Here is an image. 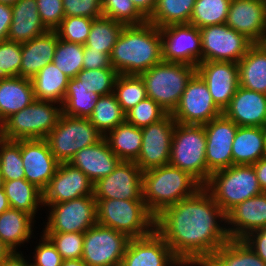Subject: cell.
I'll return each instance as SVG.
<instances>
[{
    "label": "cell",
    "mask_w": 266,
    "mask_h": 266,
    "mask_svg": "<svg viewBox=\"0 0 266 266\" xmlns=\"http://www.w3.org/2000/svg\"><path fill=\"white\" fill-rule=\"evenodd\" d=\"M202 187L193 176L169 164L147 170L142 175V197L154 217Z\"/></svg>",
    "instance_id": "3957f363"
},
{
    "label": "cell",
    "mask_w": 266,
    "mask_h": 266,
    "mask_svg": "<svg viewBox=\"0 0 266 266\" xmlns=\"http://www.w3.org/2000/svg\"><path fill=\"white\" fill-rule=\"evenodd\" d=\"M25 179L42 191L55 175L59 162L45 139L20 140Z\"/></svg>",
    "instance_id": "44dd1931"
},
{
    "label": "cell",
    "mask_w": 266,
    "mask_h": 266,
    "mask_svg": "<svg viewBox=\"0 0 266 266\" xmlns=\"http://www.w3.org/2000/svg\"><path fill=\"white\" fill-rule=\"evenodd\" d=\"M99 98L100 95L88 92L80 86L77 77L70 78L62 103L63 114L89 118Z\"/></svg>",
    "instance_id": "8d00e7d4"
},
{
    "label": "cell",
    "mask_w": 266,
    "mask_h": 266,
    "mask_svg": "<svg viewBox=\"0 0 266 266\" xmlns=\"http://www.w3.org/2000/svg\"><path fill=\"white\" fill-rule=\"evenodd\" d=\"M231 0H196L189 23L199 29L226 22Z\"/></svg>",
    "instance_id": "ab89813d"
},
{
    "label": "cell",
    "mask_w": 266,
    "mask_h": 266,
    "mask_svg": "<svg viewBox=\"0 0 266 266\" xmlns=\"http://www.w3.org/2000/svg\"><path fill=\"white\" fill-rule=\"evenodd\" d=\"M227 214L238 204L262 193L253 165H232L211 174L204 186Z\"/></svg>",
    "instance_id": "8992f818"
},
{
    "label": "cell",
    "mask_w": 266,
    "mask_h": 266,
    "mask_svg": "<svg viewBox=\"0 0 266 266\" xmlns=\"http://www.w3.org/2000/svg\"><path fill=\"white\" fill-rule=\"evenodd\" d=\"M6 141L4 133V122L0 119V146Z\"/></svg>",
    "instance_id": "e7e4bbea"
},
{
    "label": "cell",
    "mask_w": 266,
    "mask_h": 266,
    "mask_svg": "<svg viewBox=\"0 0 266 266\" xmlns=\"http://www.w3.org/2000/svg\"><path fill=\"white\" fill-rule=\"evenodd\" d=\"M92 20L81 16H65L55 31L59 39L85 45L90 33Z\"/></svg>",
    "instance_id": "bcb514c9"
},
{
    "label": "cell",
    "mask_w": 266,
    "mask_h": 266,
    "mask_svg": "<svg viewBox=\"0 0 266 266\" xmlns=\"http://www.w3.org/2000/svg\"><path fill=\"white\" fill-rule=\"evenodd\" d=\"M69 79L53 62L48 63L31 79L35 99L62 105Z\"/></svg>",
    "instance_id": "1f68e13d"
},
{
    "label": "cell",
    "mask_w": 266,
    "mask_h": 266,
    "mask_svg": "<svg viewBox=\"0 0 266 266\" xmlns=\"http://www.w3.org/2000/svg\"><path fill=\"white\" fill-rule=\"evenodd\" d=\"M12 253L11 249L0 238V264Z\"/></svg>",
    "instance_id": "94428289"
},
{
    "label": "cell",
    "mask_w": 266,
    "mask_h": 266,
    "mask_svg": "<svg viewBox=\"0 0 266 266\" xmlns=\"http://www.w3.org/2000/svg\"><path fill=\"white\" fill-rule=\"evenodd\" d=\"M3 184H4V181H3L2 175L0 173V189H3Z\"/></svg>",
    "instance_id": "a7ac6f4b"
},
{
    "label": "cell",
    "mask_w": 266,
    "mask_h": 266,
    "mask_svg": "<svg viewBox=\"0 0 266 266\" xmlns=\"http://www.w3.org/2000/svg\"><path fill=\"white\" fill-rule=\"evenodd\" d=\"M122 266H184L154 229L149 235L130 239Z\"/></svg>",
    "instance_id": "ac0fdd59"
},
{
    "label": "cell",
    "mask_w": 266,
    "mask_h": 266,
    "mask_svg": "<svg viewBox=\"0 0 266 266\" xmlns=\"http://www.w3.org/2000/svg\"><path fill=\"white\" fill-rule=\"evenodd\" d=\"M162 38V60L185 63L197 67L202 62V44L199 28L173 24L159 28Z\"/></svg>",
    "instance_id": "5bb4252c"
},
{
    "label": "cell",
    "mask_w": 266,
    "mask_h": 266,
    "mask_svg": "<svg viewBox=\"0 0 266 266\" xmlns=\"http://www.w3.org/2000/svg\"><path fill=\"white\" fill-rule=\"evenodd\" d=\"M0 173L3 181L25 179L20 140H6L0 146Z\"/></svg>",
    "instance_id": "ee69618b"
},
{
    "label": "cell",
    "mask_w": 266,
    "mask_h": 266,
    "mask_svg": "<svg viewBox=\"0 0 266 266\" xmlns=\"http://www.w3.org/2000/svg\"><path fill=\"white\" fill-rule=\"evenodd\" d=\"M58 34L48 30L21 44L20 77L32 79L44 66L53 61Z\"/></svg>",
    "instance_id": "484cf974"
},
{
    "label": "cell",
    "mask_w": 266,
    "mask_h": 266,
    "mask_svg": "<svg viewBox=\"0 0 266 266\" xmlns=\"http://www.w3.org/2000/svg\"><path fill=\"white\" fill-rule=\"evenodd\" d=\"M238 127L224 114L204 125L208 180L212 173L233 165L232 145Z\"/></svg>",
    "instance_id": "e0dca14e"
},
{
    "label": "cell",
    "mask_w": 266,
    "mask_h": 266,
    "mask_svg": "<svg viewBox=\"0 0 266 266\" xmlns=\"http://www.w3.org/2000/svg\"><path fill=\"white\" fill-rule=\"evenodd\" d=\"M223 114L237 126L262 127L266 123V94L239 86Z\"/></svg>",
    "instance_id": "cb8c5ba5"
},
{
    "label": "cell",
    "mask_w": 266,
    "mask_h": 266,
    "mask_svg": "<svg viewBox=\"0 0 266 266\" xmlns=\"http://www.w3.org/2000/svg\"><path fill=\"white\" fill-rule=\"evenodd\" d=\"M17 1H18V0H0V3L12 6V5L15 4Z\"/></svg>",
    "instance_id": "03108f58"
},
{
    "label": "cell",
    "mask_w": 266,
    "mask_h": 266,
    "mask_svg": "<svg viewBox=\"0 0 266 266\" xmlns=\"http://www.w3.org/2000/svg\"><path fill=\"white\" fill-rule=\"evenodd\" d=\"M219 219L226 223V214L203 186L157 215L155 230L184 266H201L230 239Z\"/></svg>",
    "instance_id": "6da1fadb"
},
{
    "label": "cell",
    "mask_w": 266,
    "mask_h": 266,
    "mask_svg": "<svg viewBox=\"0 0 266 266\" xmlns=\"http://www.w3.org/2000/svg\"><path fill=\"white\" fill-rule=\"evenodd\" d=\"M119 73L114 68L82 69L78 74L79 85L88 92L100 96L114 92L115 81Z\"/></svg>",
    "instance_id": "7bdbcfd3"
},
{
    "label": "cell",
    "mask_w": 266,
    "mask_h": 266,
    "mask_svg": "<svg viewBox=\"0 0 266 266\" xmlns=\"http://www.w3.org/2000/svg\"><path fill=\"white\" fill-rule=\"evenodd\" d=\"M175 125L172 114H167L160 121L142 128V147L134 161L142 172L169 164Z\"/></svg>",
    "instance_id": "9a60e30c"
},
{
    "label": "cell",
    "mask_w": 266,
    "mask_h": 266,
    "mask_svg": "<svg viewBox=\"0 0 266 266\" xmlns=\"http://www.w3.org/2000/svg\"><path fill=\"white\" fill-rule=\"evenodd\" d=\"M102 15L124 25H139L147 21L132 0H102Z\"/></svg>",
    "instance_id": "f6af8a7d"
},
{
    "label": "cell",
    "mask_w": 266,
    "mask_h": 266,
    "mask_svg": "<svg viewBox=\"0 0 266 266\" xmlns=\"http://www.w3.org/2000/svg\"><path fill=\"white\" fill-rule=\"evenodd\" d=\"M168 113L151 98H145L126 113V121L138 128L163 119Z\"/></svg>",
    "instance_id": "7dc6e473"
},
{
    "label": "cell",
    "mask_w": 266,
    "mask_h": 266,
    "mask_svg": "<svg viewBox=\"0 0 266 266\" xmlns=\"http://www.w3.org/2000/svg\"><path fill=\"white\" fill-rule=\"evenodd\" d=\"M201 266H266L243 239H229Z\"/></svg>",
    "instance_id": "4dcf8cb0"
},
{
    "label": "cell",
    "mask_w": 266,
    "mask_h": 266,
    "mask_svg": "<svg viewBox=\"0 0 266 266\" xmlns=\"http://www.w3.org/2000/svg\"><path fill=\"white\" fill-rule=\"evenodd\" d=\"M253 167L261 190L266 192V156L262 157L259 161L253 164Z\"/></svg>",
    "instance_id": "6f0895ef"
},
{
    "label": "cell",
    "mask_w": 266,
    "mask_h": 266,
    "mask_svg": "<svg viewBox=\"0 0 266 266\" xmlns=\"http://www.w3.org/2000/svg\"><path fill=\"white\" fill-rule=\"evenodd\" d=\"M84 45L58 38L53 63L69 78H75L83 69Z\"/></svg>",
    "instance_id": "b9f144b4"
},
{
    "label": "cell",
    "mask_w": 266,
    "mask_h": 266,
    "mask_svg": "<svg viewBox=\"0 0 266 266\" xmlns=\"http://www.w3.org/2000/svg\"><path fill=\"white\" fill-rule=\"evenodd\" d=\"M38 13L44 26L48 30H55L64 19L62 0H36Z\"/></svg>",
    "instance_id": "f907efd6"
},
{
    "label": "cell",
    "mask_w": 266,
    "mask_h": 266,
    "mask_svg": "<svg viewBox=\"0 0 266 266\" xmlns=\"http://www.w3.org/2000/svg\"><path fill=\"white\" fill-rule=\"evenodd\" d=\"M33 220L30 214L13 208L0 214V238L12 252L31 238Z\"/></svg>",
    "instance_id": "836d02e7"
},
{
    "label": "cell",
    "mask_w": 266,
    "mask_h": 266,
    "mask_svg": "<svg viewBox=\"0 0 266 266\" xmlns=\"http://www.w3.org/2000/svg\"><path fill=\"white\" fill-rule=\"evenodd\" d=\"M142 136V128L124 121L109 131L104 138L120 160L135 161L141 151Z\"/></svg>",
    "instance_id": "d6a6232c"
},
{
    "label": "cell",
    "mask_w": 266,
    "mask_h": 266,
    "mask_svg": "<svg viewBox=\"0 0 266 266\" xmlns=\"http://www.w3.org/2000/svg\"><path fill=\"white\" fill-rule=\"evenodd\" d=\"M88 119L105 136L126 121V113L118 103L115 94L111 93L100 96Z\"/></svg>",
    "instance_id": "74e56055"
},
{
    "label": "cell",
    "mask_w": 266,
    "mask_h": 266,
    "mask_svg": "<svg viewBox=\"0 0 266 266\" xmlns=\"http://www.w3.org/2000/svg\"><path fill=\"white\" fill-rule=\"evenodd\" d=\"M157 0H132L135 7L148 19L154 12Z\"/></svg>",
    "instance_id": "680465c9"
},
{
    "label": "cell",
    "mask_w": 266,
    "mask_h": 266,
    "mask_svg": "<svg viewBox=\"0 0 266 266\" xmlns=\"http://www.w3.org/2000/svg\"><path fill=\"white\" fill-rule=\"evenodd\" d=\"M265 156L262 127L239 126L232 145L233 165H253Z\"/></svg>",
    "instance_id": "f1b7e54d"
},
{
    "label": "cell",
    "mask_w": 266,
    "mask_h": 266,
    "mask_svg": "<svg viewBox=\"0 0 266 266\" xmlns=\"http://www.w3.org/2000/svg\"><path fill=\"white\" fill-rule=\"evenodd\" d=\"M221 114L223 111L213 101L207 84L196 72L187 83L172 116L180 124L205 125Z\"/></svg>",
    "instance_id": "4fadbf2b"
},
{
    "label": "cell",
    "mask_w": 266,
    "mask_h": 266,
    "mask_svg": "<svg viewBox=\"0 0 266 266\" xmlns=\"http://www.w3.org/2000/svg\"><path fill=\"white\" fill-rule=\"evenodd\" d=\"M63 260L82 259L84 233H44Z\"/></svg>",
    "instance_id": "c3c4849f"
},
{
    "label": "cell",
    "mask_w": 266,
    "mask_h": 266,
    "mask_svg": "<svg viewBox=\"0 0 266 266\" xmlns=\"http://www.w3.org/2000/svg\"><path fill=\"white\" fill-rule=\"evenodd\" d=\"M142 170L134 161L121 160L115 170L94 183L95 199L143 200Z\"/></svg>",
    "instance_id": "2e32d148"
},
{
    "label": "cell",
    "mask_w": 266,
    "mask_h": 266,
    "mask_svg": "<svg viewBox=\"0 0 266 266\" xmlns=\"http://www.w3.org/2000/svg\"><path fill=\"white\" fill-rule=\"evenodd\" d=\"M162 61L160 30L150 22L124 25L110 55L111 66L122 75L139 76Z\"/></svg>",
    "instance_id": "7a4b0ae2"
},
{
    "label": "cell",
    "mask_w": 266,
    "mask_h": 266,
    "mask_svg": "<svg viewBox=\"0 0 266 266\" xmlns=\"http://www.w3.org/2000/svg\"><path fill=\"white\" fill-rule=\"evenodd\" d=\"M230 239H243L250 232L266 226V192L238 204L226 214Z\"/></svg>",
    "instance_id": "603a6c76"
},
{
    "label": "cell",
    "mask_w": 266,
    "mask_h": 266,
    "mask_svg": "<svg viewBox=\"0 0 266 266\" xmlns=\"http://www.w3.org/2000/svg\"><path fill=\"white\" fill-rule=\"evenodd\" d=\"M225 24L253 43H261L266 31V2L231 0Z\"/></svg>",
    "instance_id": "7402d4cb"
},
{
    "label": "cell",
    "mask_w": 266,
    "mask_h": 266,
    "mask_svg": "<svg viewBox=\"0 0 266 266\" xmlns=\"http://www.w3.org/2000/svg\"><path fill=\"white\" fill-rule=\"evenodd\" d=\"M10 208L4 189H0V214Z\"/></svg>",
    "instance_id": "6125c7cd"
},
{
    "label": "cell",
    "mask_w": 266,
    "mask_h": 266,
    "mask_svg": "<svg viewBox=\"0 0 266 266\" xmlns=\"http://www.w3.org/2000/svg\"><path fill=\"white\" fill-rule=\"evenodd\" d=\"M113 68L110 55L84 46L83 69Z\"/></svg>",
    "instance_id": "db71d44e"
},
{
    "label": "cell",
    "mask_w": 266,
    "mask_h": 266,
    "mask_svg": "<svg viewBox=\"0 0 266 266\" xmlns=\"http://www.w3.org/2000/svg\"><path fill=\"white\" fill-rule=\"evenodd\" d=\"M206 146L204 125H186L176 122L169 165L187 172L205 186L208 182Z\"/></svg>",
    "instance_id": "52a82bcc"
},
{
    "label": "cell",
    "mask_w": 266,
    "mask_h": 266,
    "mask_svg": "<svg viewBox=\"0 0 266 266\" xmlns=\"http://www.w3.org/2000/svg\"><path fill=\"white\" fill-rule=\"evenodd\" d=\"M262 129L264 131V136H265V146H266V123L262 126Z\"/></svg>",
    "instance_id": "003e7915"
},
{
    "label": "cell",
    "mask_w": 266,
    "mask_h": 266,
    "mask_svg": "<svg viewBox=\"0 0 266 266\" xmlns=\"http://www.w3.org/2000/svg\"><path fill=\"white\" fill-rule=\"evenodd\" d=\"M196 72L207 84L215 104L223 111L239 87L238 64L225 61L200 62Z\"/></svg>",
    "instance_id": "ffe728a7"
},
{
    "label": "cell",
    "mask_w": 266,
    "mask_h": 266,
    "mask_svg": "<svg viewBox=\"0 0 266 266\" xmlns=\"http://www.w3.org/2000/svg\"><path fill=\"white\" fill-rule=\"evenodd\" d=\"M61 266H88L82 259L63 260Z\"/></svg>",
    "instance_id": "be15d7a7"
},
{
    "label": "cell",
    "mask_w": 266,
    "mask_h": 266,
    "mask_svg": "<svg viewBox=\"0 0 266 266\" xmlns=\"http://www.w3.org/2000/svg\"><path fill=\"white\" fill-rule=\"evenodd\" d=\"M123 27L124 24L104 16L93 19L84 46L111 55Z\"/></svg>",
    "instance_id": "f35d334b"
},
{
    "label": "cell",
    "mask_w": 266,
    "mask_h": 266,
    "mask_svg": "<svg viewBox=\"0 0 266 266\" xmlns=\"http://www.w3.org/2000/svg\"><path fill=\"white\" fill-rule=\"evenodd\" d=\"M196 0H157L154 12L147 19L158 28L189 23Z\"/></svg>",
    "instance_id": "d590c367"
},
{
    "label": "cell",
    "mask_w": 266,
    "mask_h": 266,
    "mask_svg": "<svg viewBox=\"0 0 266 266\" xmlns=\"http://www.w3.org/2000/svg\"><path fill=\"white\" fill-rule=\"evenodd\" d=\"M200 30L202 62L225 61L238 63L254 44L245 35L227 24L210 25Z\"/></svg>",
    "instance_id": "7c38bea8"
},
{
    "label": "cell",
    "mask_w": 266,
    "mask_h": 266,
    "mask_svg": "<svg viewBox=\"0 0 266 266\" xmlns=\"http://www.w3.org/2000/svg\"><path fill=\"white\" fill-rule=\"evenodd\" d=\"M120 161L103 138L100 142L79 150L69 163L80 169L94 184L112 173Z\"/></svg>",
    "instance_id": "d4e9b609"
},
{
    "label": "cell",
    "mask_w": 266,
    "mask_h": 266,
    "mask_svg": "<svg viewBox=\"0 0 266 266\" xmlns=\"http://www.w3.org/2000/svg\"><path fill=\"white\" fill-rule=\"evenodd\" d=\"M51 211L43 233H85L97 224V202L93 195L48 205Z\"/></svg>",
    "instance_id": "30bf717a"
},
{
    "label": "cell",
    "mask_w": 266,
    "mask_h": 266,
    "mask_svg": "<svg viewBox=\"0 0 266 266\" xmlns=\"http://www.w3.org/2000/svg\"><path fill=\"white\" fill-rule=\"evenodd\" d=\"M12 17V7L0 3V42L8 38Z\"/></svg>",
    "instance_id": "9f6ffc18"
},
{
    "label": "cell",
    "mask_w": 266,
    "mask_h": 266,
    "mask_svg": "<svg viewBox=\"0 0 266 266\" xmlns=\"http://www.w3.org/2000/svg\"><path fill=\"white\" fill-rule=\"evenodd\" d=\"M261 44L264 46V48L266 49V36H264Z\"/></svg>",
    "instance_id": "89a4df30"
},
{
    "label": "cell",
    "mask_w": 266,
    "mask_h": 266,
    "mask_svg": "<svg viewBox=\"0 0 266 266\" xmlns=\"http://www.w3.org/2000/svg\"><path fill=\"white\" fill-rule=\"evenodd\" d=\"M243 240L266 262V226L250 232Z\"/></svg>",
    "instance_id": "11a10c76"
},
{
    "label": "cell",
    "mask_w": 266,
    "mask_h": 266,
    "mask_svg": "<svg viewBox=\"0 0 266 266\" xmlns=\"http://www.w3.org/2000/svg\"><path fill=\"white\" fill-rule=\"evenodd\" d=\"M4 192L10 208L24 211L33 218L39 205H43V191L26 179L4 181Z\"/></svg>",
    "instance_id": "e575fe53"
},
{
    "label": "cell",
    "mask_w": 266,
    "mask_h": 266,
    "mask_svg": "<svg viewBox=\"0 0 266 266\" xmlns=\"http://www.w3.org/2000/svg\"><path fill=\"white\" fill-rule=\"evenodd\" d=\"M11 7L13 17L7 40L22 44L48 31L40 19L36 0H18Z\"/></svg>",
    "instance_id": "4316f807"
},
{
    "label": "cell",
    "mask_w": 266,
    "mask_h": 266,
    "mask_svg": "<svg viewBox=\"0 0 266 266\" xmlns=\"http://www.w3.org/2000/svg\"><path fill=\"white\" fill-rule=\"evenodd\" d=\"M19 252H12L5 260L0 264V266H32L27 262Z\"/></svg>",
    "instance_id": "91938a15"
},
{
    "label": "cell",
    "mask_w": 266,
    "mask_h": 266,
    "mask_svg": "<svg viewBox=\"0 0 266 266\" xmlns=\"http://www.w3.org/2000/svg\"><path fill=\"white\" fill-rule=\"evenodd\" d=\"M113 93L125 113L148 97L145 84L137 75L119 74L115 81Z\"/></svg>",
    "instance_id": "60d3db41"
},
{
    "label": "cell",
    "mask_w": 266,
    "mask_h": 266,
    "mask_svg": "<svg viewBox=\"0 0 266 266\" xmlns=\"http://www.w3.org/2000/svg\"><path fill=\"white\" fill-rule=\"evenodd\" d=\"M103 138L88 118L62 114L45 140L59 163H69L79 150L92 146Z\"/></svg>",
    "instance_id": "9c48e42d"
},
{
    "label": "cell",
    "mask_w": 266,
    "mask_h": 266,
    "mask_svg": "<svg viewBox=\"0 0 266 266\" xmlns=\"http://www.w3.org/2000/svg\"><path fill=\"white\" fill-rule=\"evenodd\" d=\"M56 103L35 99L27 107L8 117L4 121L6 140L45 139L63 114L62 105L56 107Z\"/></svg>",
    "instance_id": "ba28073f"
},
{
    "label": "cell",
    "mask_w": 266,
    "mask_h": 266,
    "mask_svg": "<svg viewBox=\"0 0 266 266\" xmlns=\"http://www.w3.org/2000/svg\"><path fill=\"white\" fill-rule=\"evenodd\" d=\"M129 241L127 235L97 223L84 233L82 260L88 266L120 265Z\"/></svg>",
    "instance_id": "8fae6325"
},
{
    "label": "cell",
    "mask_w": 266,
    "mask_h": 266,
    "mask_svg": "<svg viewBox=\"0 0 266 266\" xmlns=\"http://www.w3.org/2000/svg\"><path fill=\"white\" fill-rule=\"evenodd\" d=\"M97 223L127 235L130 239L149 235L155 217L144 200L96 199Z\"/></svg>",
    "instance_id": "5b68a950"
},
{
    "label": "cell",
    "mask_w": 266,
    "mask_h": 266,
    "mask_svg": "<svg viewBox=\"0 0 266 266\" xmlns=\"http://www.w3.org/2000/svg\"><path fill=\"white\" fill-rule=\"evenodd\" d=\"M41 242L35 248L32 266H61L63 258L52 242L43 234Z\"/></svg>",
    "instance_id": "f5cc1de1"
},
{
    "label": "cell",
    "mask_w": 266,
    "mask_h": 266,
    "mask_svg": "<svg viewBox=\"0 0 266 266\" xmlns=\"http://www.w3.org/2000/svg\"><path fill=\"white\" fill-rule=\"evenodd\" d=\"M21 43L0 42V78L20 76Z\"/></svg>",
    "instance_id": "681fc988"
},
{
    "label": "cell",
    "mask_w": 266,
    "mask_h": 266,
    "mask_svg": "<svg viewBox=\"0 0 266 266\" xmlns=\"http://www.w3.org/2000/svg\"><path fill=\"white\" fill-rule=\"evenodd\" d=\"M239 86L266 94V49L254 43L246 55L237 63Z\"/></svg>",
    "instance_id": "f546056e"
},
{
    "label": "cell",
    "mask_w": 266,
    "mask_h": 266,
    "mask_svg": "<svg viewBox=\"0 0 266 266\" xmlns=\"http://www.w3.org/2000/svg\"><path fill=\"white\" fill-rule=\"evenodd\" d=\"M195 73L196 67L192 65L162 60L139 76L145 84L148 98L172 114Z\"/></svg>",
    "instance_id": "277c9868"
},
{
    "label": "cell",
    "mask_w": 266,
    "mask_h": 266,
    "mask_svg": "<svg viewBox=\"0 0 266 266\" xmlns=\"http://www.w3.org/2000/svg\"><path fill=\"white\" fill-rule=\"evenodd\" d=\"M93 182L70 163H59L55 175L43 190V206L93 195Z\"/></svg>",
    "instance_id": "d6986e66"
},
{
    "label": "cell",
    "mask_w": 266,
    "mask_h": 266,
    "mask_svg": "<svg viewBox=\"0 0 266 266\" xmlns=\"http://www.w3.org/2000/svg\"><path fill=\"white\" fill-rule=\"evenodd\" d=\"M34 100L31 79L20 76L0 78V119L3 122Z\"/></svg>",
    "instance_id": "83f0119b"
},
{
    "label": "cell",
    "mask_w": 266,
    "mask_h": 266,
    "mask_svg": "<svg viewBox=\"0 0 266 266\" xmlns=\"http://www.w3.org/2000/svg\"><path fill=\"white\" fill-rule=\"evenodd\" d=\"M65 16H81L91 19L102 15V0H62Z\"/></svg>",
    "instance_id": "816d5d0a"
}]
</instances>
